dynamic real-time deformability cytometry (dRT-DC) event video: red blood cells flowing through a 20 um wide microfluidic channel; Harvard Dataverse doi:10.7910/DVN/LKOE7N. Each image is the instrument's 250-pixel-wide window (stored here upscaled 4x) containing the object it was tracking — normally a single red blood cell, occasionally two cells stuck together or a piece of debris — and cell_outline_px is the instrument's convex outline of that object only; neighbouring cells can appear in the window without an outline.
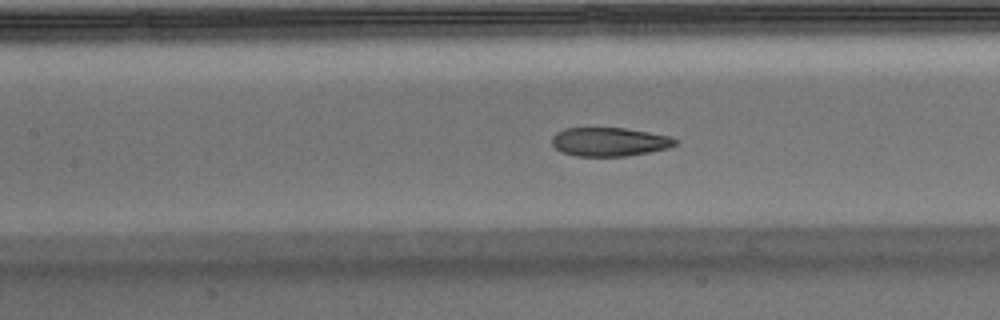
{"species": "Egyptian fruit bat (a non-hibernating species)", "species_latin": "Rousettus aegyptiacus", "temperature_condition": "warm", "stored_images_in_passage": 36, "camera_frame_rate_fps": 3000, "um_per_image_px": 0.085, "animal": {"sex": "male"}, "frame": {"image": 1, "passage_image": 11, "time_ms": 3.333, "image_size_px": [1000, 320], "cell_outline_px": [[676, 144], [668, 148], [628, 156], [576, 156], [560, 152], [552, 144], [552, 136], [556, 132], [564, 128], [624, 128], [672, 136], [676, 140]], "centroid_in_image_um": [51.77, 12.05], "position_along_channel_um": 155.6, "area_um2": 20.69}, "authors_computed_cell_mechanics": {"area_um2": 22.1952, "velocity_mm_per_s": 3.7369, "shape_relaxation_time_tau1_ms": 7.6662, "shape_relaxation_time_tau2_ms": 1.3735, "deformation_change_tau1": 0.1951, "deformation_change_tau2": 0.0663}}